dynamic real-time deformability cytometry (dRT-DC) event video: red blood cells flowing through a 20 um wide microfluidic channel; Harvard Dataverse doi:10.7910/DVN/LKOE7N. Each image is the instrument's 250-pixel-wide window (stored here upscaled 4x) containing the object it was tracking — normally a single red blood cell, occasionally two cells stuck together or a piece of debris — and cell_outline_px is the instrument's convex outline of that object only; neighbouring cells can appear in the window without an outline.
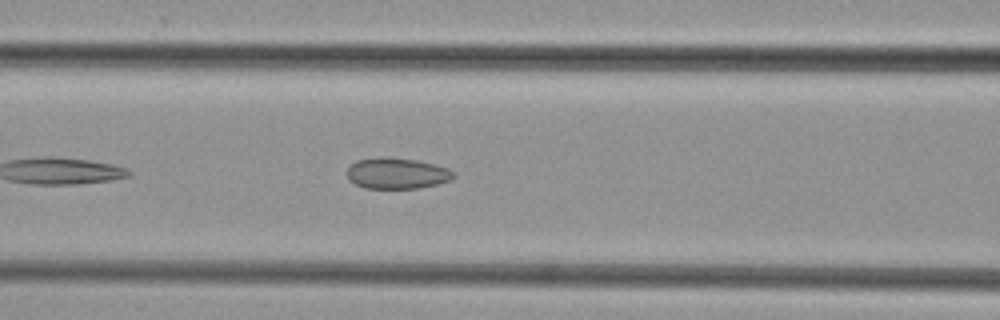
{"species": "common noctule bat (a hibernating species)", "species_latin": "Nyctalus noctula", "temperature_condition": "cold", "stored_images_in_passage": 35, "camera_frame_rate_fps": 3000, "um_per_image_px": 0.085, "animal": {"sex": "female", "body_mass_g": 29.2, "forearm_length_mm": 56.3}, "frame": {"image": 1, "passage_image": 7, "time_ms": 2.0, "image_size_px": [1000, 320], "cell_outline_px": [[456, 176], [452, 180], [420, 188], [364, 188], [348, 180], [348, 168], [356, 160], [380, 156], [388, 156], [416, 160], [436, 164], [448, 168], [456, 172]], "centroid_in_image_um": [33.77, 14.72], "position_along_channel_um": 132.8, "area_um2": 19.54}}
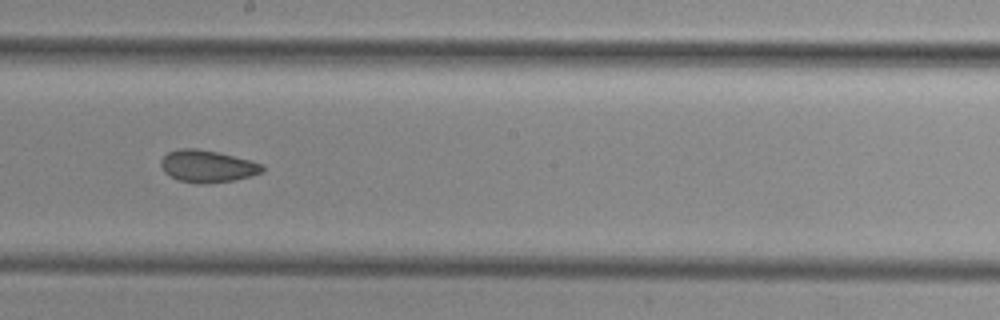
{"frame": {"image": 2, "passage_image": 14, "time_ms": 4.333, "image_size_px": [1000, 320], "cell_outline_px": [[264, 172], [252, 176], [232, 180], [204, 184], [196, 184], [176, 180], [168, 176], [164, 172], [160, 164], [160, 160], [168, 152], [180, 148], [196, 148], [216, 152], [264, 164]], "centroid_in_image_um": [17.59, 14.15], "position_along_channel_um": 230.6, "area_um2": 19.13}}
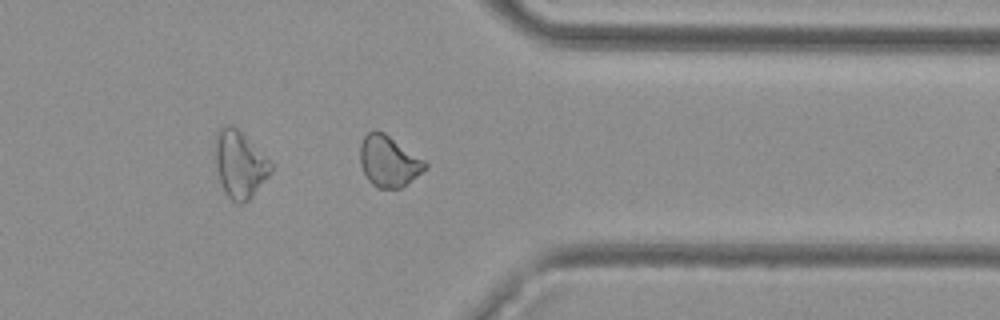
{"frame": {"image": 3, "passage_image": 25, "time_ms": 8.0, "image_size_px": [1000, 320], "cell_outline_px": [[428, 168], [400, 188], [376, 188], [368, 180], [360, 164], [360, 144], [364, 136], [368, 132], [384, 132], [424, 160], [428, 164]], "centroid_in_image_um": [33.04, 13.72], "position_along_channel_um": 378.4, "area_um2": 19.13}}